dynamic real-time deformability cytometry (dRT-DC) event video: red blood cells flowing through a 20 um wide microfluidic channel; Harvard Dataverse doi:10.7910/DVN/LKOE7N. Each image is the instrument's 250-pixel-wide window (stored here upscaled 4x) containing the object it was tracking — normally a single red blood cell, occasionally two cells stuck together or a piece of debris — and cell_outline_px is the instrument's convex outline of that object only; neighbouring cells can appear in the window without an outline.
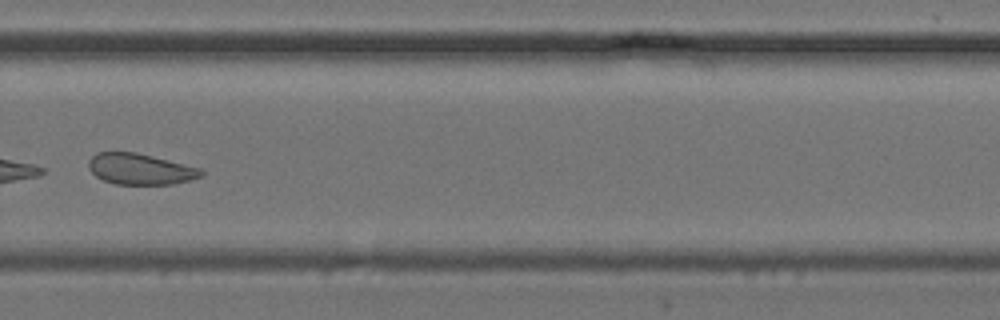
{"species": "common noctule bat (a hibernating species)", "species_latin": "Nyctalus noctula", "temperature_condition": "cold", "stored_images_in_passage": 29, "camera_frame_rate_fps": 3000, "um_per_image_px": 0.085, "animal": {"sex": "female", "body_mass_g": 24.6, "forearm_length_mm": 56.2}, "frame": {"image": 1, "passage_image": 17, "time_ms": 5.333, "image_size_px": [1000, 320], "cell_outline_px": [[204, 172], [200, 176], [192, 180], [172, 184], [116, 184], [104, 180], [96, 176], [88, 168], [88, 160], [96, 152], [136, 152], [200, 168]], "centroid_in_image_um": [11.9, 14.37], "position_along_channel_um": 317.9, "area_um2": 20.23}}
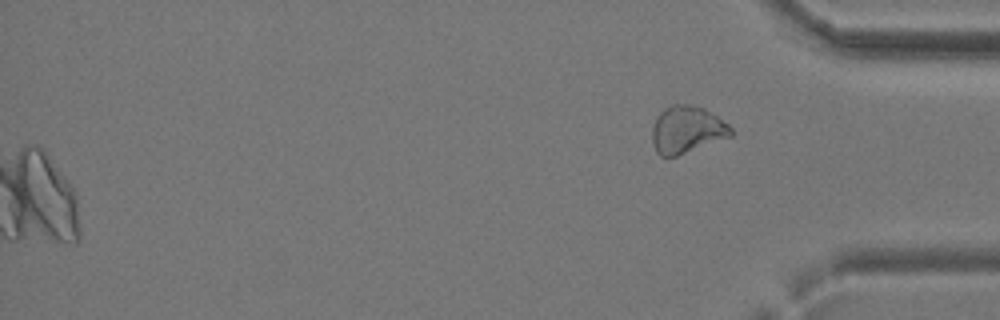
{"frame": {"image": 2, "passage_image": 29, "time_ms": 9.333, "image_size_px": [1000, 320], "cell_outline_px": [[732, 136], [676, 156], [660, 156], [656, 152], [652, 144], [652, 128], [656, 116], [664, 108], [672, 104], [688, 104], [704, 108], [728, 124], [732, 128]], "centroid_in_image_um": [58.35, 11.02], "position_along_channel_um": 376.8, "area_um2": 21.68}}